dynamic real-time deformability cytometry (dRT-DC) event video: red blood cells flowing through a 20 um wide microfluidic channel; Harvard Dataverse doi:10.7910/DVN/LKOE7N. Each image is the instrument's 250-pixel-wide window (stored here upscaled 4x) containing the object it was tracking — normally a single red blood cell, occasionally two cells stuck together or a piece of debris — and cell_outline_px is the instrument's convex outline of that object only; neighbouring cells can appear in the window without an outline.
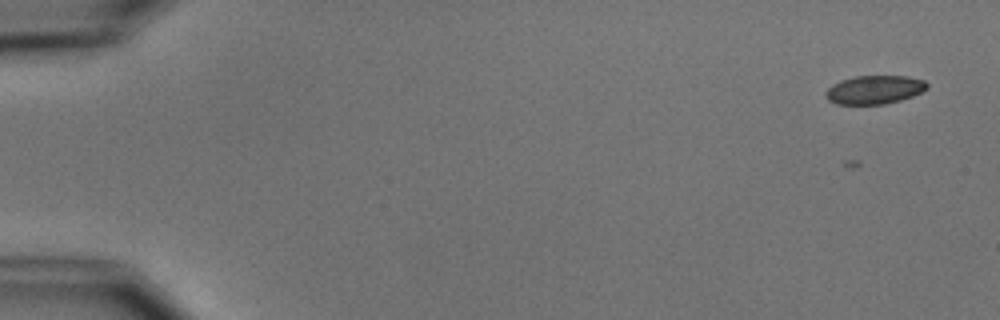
{"species": "common noctule bat (a hibernating species)", "species_latin": "Nyctalus noctula", "temperature_condition": "cold", "stored_images_in_passage": 4, "camera_frame_rate_fps": 3000, "um_per_image_px": 0.085, "animal": {"sex": "male", "body_mass_g": 15.6}, "frame": {"image": 1, "passage_image": 1, "time_ms": 0.0, "image_size_px": [1000, 320], "cell_outline_px": [[928, 88], [912, 96], [900, 100], [884, 104], [836, 104], [828, 100], [824, 96], [824, 92], [832, 84], [840, 80], [856, 76], [908, 76], [924, 80], [928, 84]], "centroid_in_image_um": [74.3, 7.62], "position_along_channel_um": 10.7, "area_um2": 16.94}}